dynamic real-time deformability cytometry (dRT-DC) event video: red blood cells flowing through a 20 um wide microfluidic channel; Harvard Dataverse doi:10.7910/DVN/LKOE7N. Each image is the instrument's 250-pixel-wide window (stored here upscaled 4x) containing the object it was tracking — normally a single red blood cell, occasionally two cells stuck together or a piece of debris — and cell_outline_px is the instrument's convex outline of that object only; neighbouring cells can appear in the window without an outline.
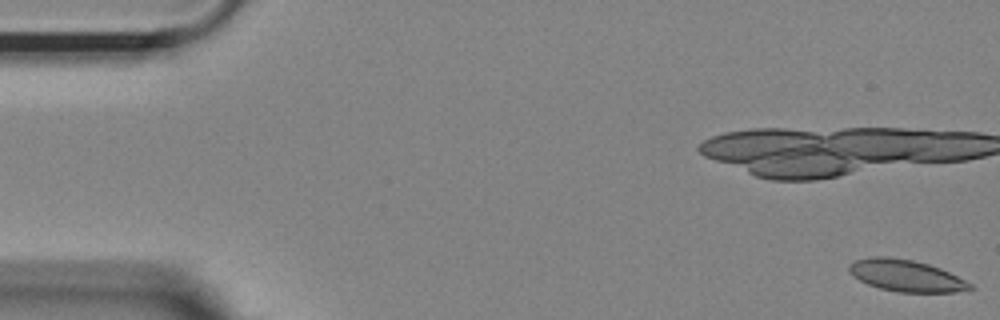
{"species": "Egyptian fruit bat (a non-hibernating species)", "species_latin": "Rousettus aegyptiacus", "temperature_condition": "room temperature", "stored_images_in_passage": 11, "camera_frame_rate_fps": 3000, "um_per_image_px": 0.085, "animal": {"sex": "female"}, "frame": {"image": 1, "passage_image": 1, "time_ms": 0.0, "image_size_px": [1000, 320], "cell_outline_px": [[976, 288], [956, 292], [896, 292], [880, 288], [868, 284], [852, 276], [848, 272], [848, 264], [856, 260], [872, 256], [888, 256], [912, 260], [928, 264], [940, 268], [972, 284]], "centroid_in_image_um": [76.98, 23.43], "position_along_channel_um": 8.0, "area_um2": 22.37}}